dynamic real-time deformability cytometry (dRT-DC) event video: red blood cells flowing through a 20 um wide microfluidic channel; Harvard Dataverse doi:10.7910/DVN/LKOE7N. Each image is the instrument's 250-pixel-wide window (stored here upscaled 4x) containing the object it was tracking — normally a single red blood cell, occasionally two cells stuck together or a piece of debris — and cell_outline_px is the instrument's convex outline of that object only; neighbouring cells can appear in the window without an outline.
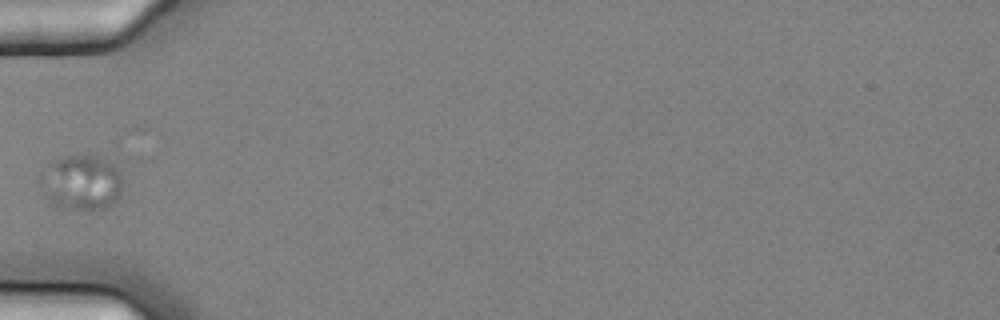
{"species": "common noctule bat (a hibernating species)", "species_latin": "Nyctalus noctula", "temperature_condition": "cold", "stored_images_in_passage": 38, "camera_frame_rate_fps": 3000, "um_per_image_px": 0.085, "animal": {"sex": "female", "body_mass_g": 25.1}, "frame": {"image": 1, "passage_image": 1, "time_ms": 0.0, "image_size_px": [1000, 320], "cell_outline_px": [[120, 196], [108, 208], [96, 212], [88, 212], [60, 208], [52, 204], [48, 200], [36, 176], [52, 160], [80, 152], [96, 156], [108, 160], [120, 172]], "centroid_in_image_um": [6.87, 15.53], "position_along_channel_um": 78.1, "area_um2": 27.63}}
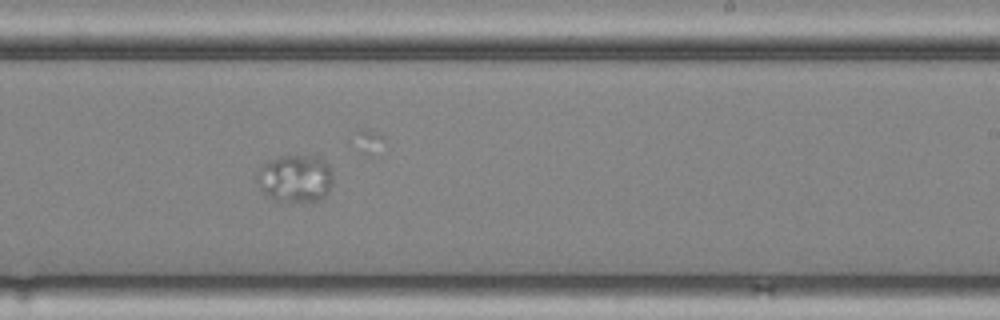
{"frame": {"image": 2, "passage_image": 17, "time_ms": 5.333, "image_size_px": [1000, 320], "cell_outline_px": [[332, 184], [328, 192], [320, 200], [288, 204], [280, 204], [264, 192], [260, 188], [256, 180], [256, 176], [260, 168], [268, 160], [280, 156], [320, 156], [332, 168]], "centroid_in_image_um": [25.11, 15.2], "position_along_channel_um": 263.9, "area_um2": 21.68}}
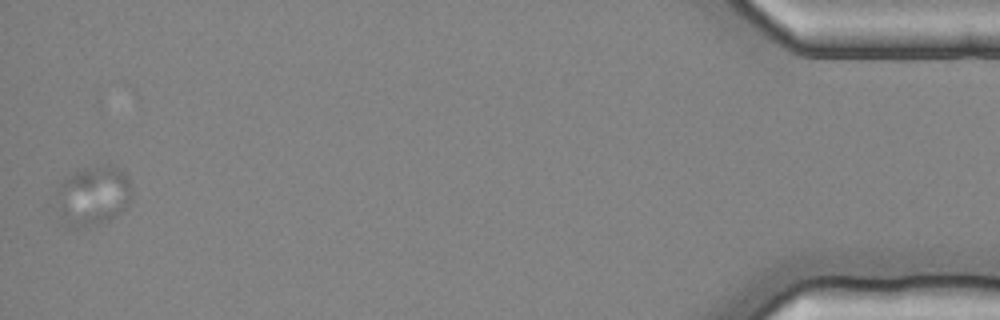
{"frame": {"image": 3, "passage_image": 38, "time_ms": 12.333, "image_size_px": [1000, 320], "cell_outline_px": [[132, 196], [128, 204], [116, 216], [108, 220], [88, 228], [68, 228], [60, 224], [56, 188], [64, 180], [76, 172], [84, 168], [108, 164], [112, 164], [120, 168], [128, 176], [132, 188]], "centroid_in_image_um": [7.91, 16.67], "position_along_channel_um": 427.3, "area_um2": 26.88}}